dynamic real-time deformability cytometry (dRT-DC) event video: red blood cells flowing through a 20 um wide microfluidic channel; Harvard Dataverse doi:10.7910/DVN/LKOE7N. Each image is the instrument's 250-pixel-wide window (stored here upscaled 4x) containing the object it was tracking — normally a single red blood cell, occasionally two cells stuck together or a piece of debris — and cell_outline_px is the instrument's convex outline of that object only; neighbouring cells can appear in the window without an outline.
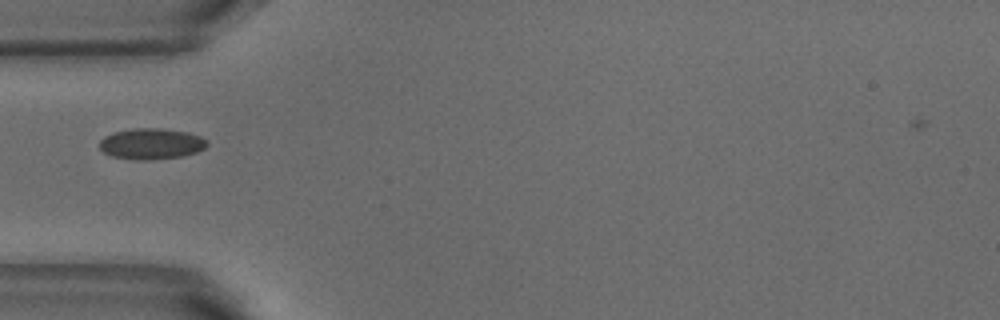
{"species": "common noctule bat (a hibernating species)", "species_latin": "Nyctalus noctula", "temperature_condition": "warm", "stored_images_in_passage": 1, "camera_frame_rate_fps": 3000, "um_per_image_px": 0.085, "animal": {"sex": "male", "body_mass_g": 18.8}, "frame": {"image": 1, "passage_image": 1, "time_ms": 0.0, "image_size_px": [1000, 320], "cell_outline_px": [[208, 144], [204, 148], [196, 152], [184, 156], [148, 160], [136, 160], [112, 156], [104, 152], [100, 148], [100, 140], [104, 136], [112, 132], [136, 128], [160, 128], [188, 132], [200, 136], [208, 140]], "centroid_in_image_um": [12.87, 12.22], "position_along_channel_um": 72.1, "area_um2": 19.48}}